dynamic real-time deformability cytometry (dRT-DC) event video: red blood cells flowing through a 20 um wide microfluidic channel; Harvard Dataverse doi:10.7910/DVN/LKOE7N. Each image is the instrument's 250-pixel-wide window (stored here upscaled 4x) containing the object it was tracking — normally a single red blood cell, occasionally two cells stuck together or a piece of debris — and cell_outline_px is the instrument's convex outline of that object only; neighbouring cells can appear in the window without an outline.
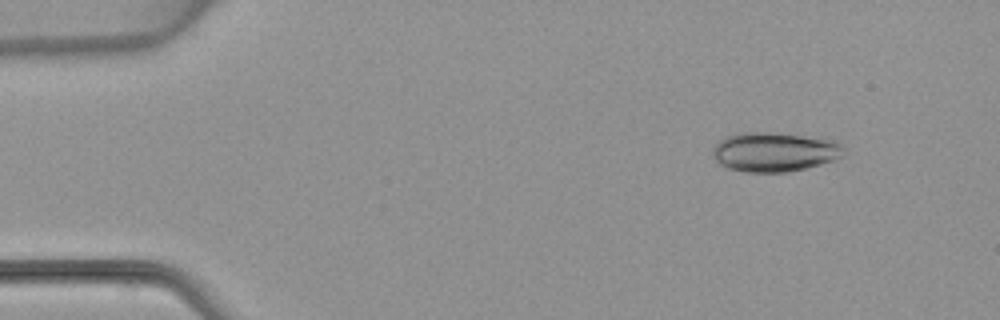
{"species": "common noctule bat (a hibernating species)", "species_latin": "Nyctalus noctula", "temperature_condition": "warm", "stored_images_in_passage": 4, "camera_frame_rate_fps": 3000, "um_per_image_px": 0.085, "animal": {"sex": "female", "body_mass_g": 22.7, "forearm_length_mm": 54.2}, "frame": {"image": 1, "passage_image": 2, "time_ms": 1.333, "image_size_px": [1000, 320], "cell_outline_px": [[844, 152], [836, 160], [788, 172], [744, 172], [728, 168], [720, 164], [712, 156], [712, 148], [724, 136], [736, 132], [768, 132], [820, 136], [836, 140], [844, 144]], "centroid_in_image_um": [65.85, 12.88], "position_along_channel_um": 19.1, "area_um2": 30.81}}
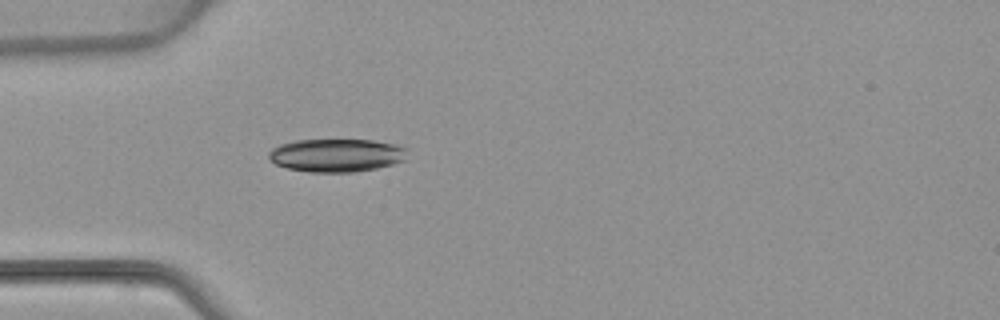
{"frame": {"image": 2, "passage_image": 4, "time_ms": 4.333, "image_size_px": [1000, 320], "cell_outline_px": [[408, 148], [404, 160], [392, 164], [376, 168], [356, 172], [308, 172], [288, 168], [276, 164], [268, 156], [268, 152], [272, 148], [280, 144], [296, 140], [372, 140], [396, 144]], "centroid_in_image_um": [28.61, 13.19], "position_along_channel_um": 56.4, "area_um2": 26.76}}